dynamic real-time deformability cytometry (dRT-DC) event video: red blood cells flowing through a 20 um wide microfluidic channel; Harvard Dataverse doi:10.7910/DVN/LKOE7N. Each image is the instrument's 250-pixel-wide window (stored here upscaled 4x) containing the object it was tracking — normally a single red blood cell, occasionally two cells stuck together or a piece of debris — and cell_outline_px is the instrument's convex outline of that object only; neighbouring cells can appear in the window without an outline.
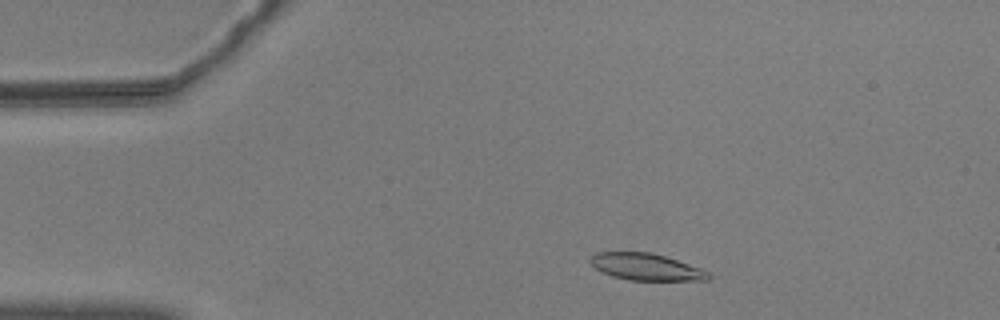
{"species": "common noctule bat (a hibernating species)", "species_latin": "Nyctalus noctula", "temperature_condition": "warm", "stored_images_in_passage": 51, "camera_frame_rate_fps": 3000, "um_per_image_px": 0.085, "animal": {"sex": "male", "body_mass_g": 20.5, "forearm_length_mm": 52.5}, "frame": {"image": 1, "passage_image": 5, "time_ms": 1.333, "image_size_px": [1000, 320], "cell_outline_px": [[712, 276], [708, 280], [628, 280], [612, 276], [600, 272], [588, 260], [596, 252], [648, 252], [664, 256], [700, 268], [708, 272]], "centroid_in_image_um": [54.88, 22.69], "position_along_channel_um": 30.1, "area_um2": 18.32}}
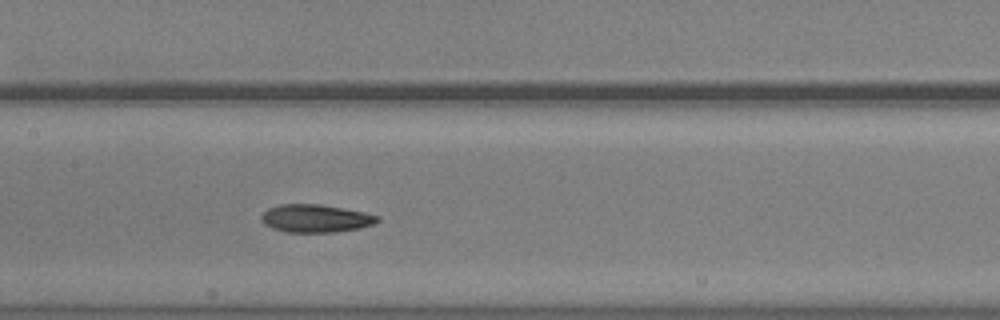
{"frame": {"image": 2, "passage_image": 22, "time_ms": 7.0, "image_size_px": [1000, 320], "cell_outline_px": [[380, 220], [372, 224], [360, 228], [336, 232], [288, 232], [272, 228], [264, 224], [260, 220], [260, 216], [268, 208], [280, 204], [320, 204], [344, 208], [364, 212], [380, 216]], "centroid_in_image_um": [26.82, 18.56], "position_along_channel_um": 180.6, "area_um2": 18.96}}
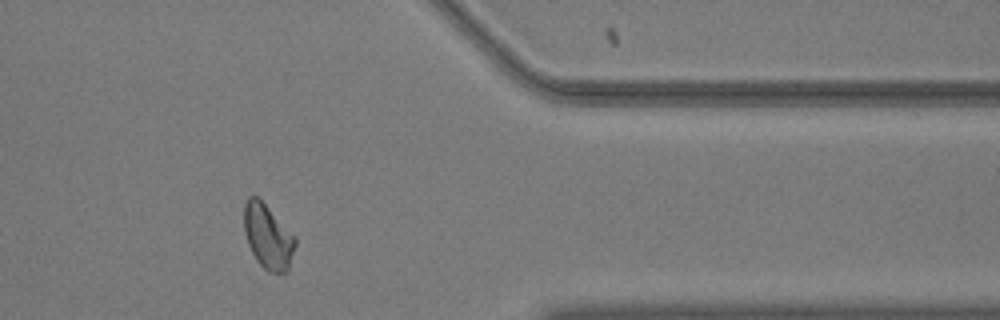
{"frame": {"image": 3, "passage_image": 41, "time_ms": 13.333, "image_size_px": [1000, 320], "cell_outline_px": [[296, 244], [288, 268], [284, 272], [268, 272], [256, 260], [248, 244], [244, 232], [244, 204], [248, 196], [256, 196], [296, 236]], "centroid_in_image_um": [22.76, 20.11], "position_along_channel_um": 388.6, "area_um2": 19.02}, "authors_computed_cell_mechanics": {"area_um2": 18.9584, "velocity_mm_per_s": 3.572, "shape_relaxation_time_tau1_ms": 5.7465, "shape_relaxation_time_tau2_ms": 5.0844, "deformation_change_tau1": 0.149, "deformation_change_tau2": 0.1186}}